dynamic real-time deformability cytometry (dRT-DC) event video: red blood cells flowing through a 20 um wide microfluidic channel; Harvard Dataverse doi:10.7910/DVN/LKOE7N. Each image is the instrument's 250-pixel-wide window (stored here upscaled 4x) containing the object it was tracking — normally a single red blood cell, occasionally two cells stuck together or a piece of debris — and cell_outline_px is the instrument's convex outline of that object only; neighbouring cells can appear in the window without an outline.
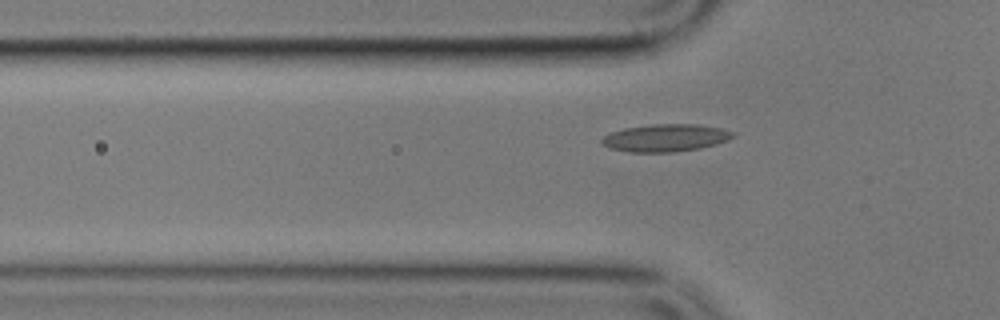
{"species": "common noctule bat (a hibernating species)", "species_latin": "Nyctalus noctula", "temperature_condition": "cold", "stored_images_in_passage": 7, "camera_frame_rate_fps": 3000, "um_per_image_px": 0.085, "animal": {"sex": "male", "body_mass_g": 17.9}, "frame": {"image": 1, "passage_image": 2, "time_ms": 2.333, "image_size_px": [1000, 320], "cell_outline_px": [[736, 136], [728, 140], [716, 144], [700, 148], [676, 152], [628, 152], [612, 148], [600, 144], [600, 140], [604, 136], [612, 132], [624, 128], [652, 124], [696, 124], [720, 128], [736, 132]], "centroid_in_image_um": [56.59, 11.72], "position_along_channel_um": 69.2, "area_um2": 21.1}}
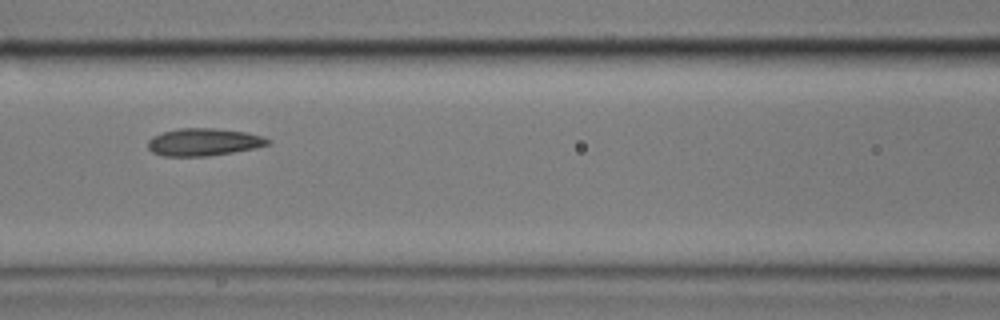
{"frame": {"image": 2, "passage_image": 4, "time_ms": 4.667, "image_size_px": [1000, 320], "cell_outline_px": [[272, 140], [268, 144], [256, 148], [208, 156], [164, 156], [152, 152], [148, 148], [148, 140], [152, 136], [176, 128], [212, 128], [248, 132], [264, 136]], "centroid_in_image_um": [17.33, 12.07], "position_along_channel_um": 149.3, "area_um2": 19.31}}
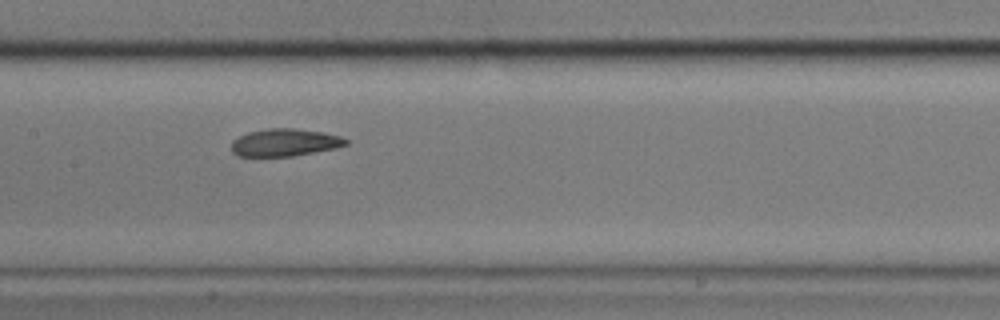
{"frame": {"image": 3, "passage_image": 5, "time_ms": 5.667, "image_size_px": [1000, 320], "cell_outline_px": [[348, 144], [336, 148], [292, 156], [236, 156], [232, 152], [232, 140], [248, 132], [268, 128], [292, 128], [324, 132], [340, 136], [348, 140]], "centroid_in_image_um": [24.2, 12.11], "position_along_channel_um": 183.2, "area_um2": 18.32}}